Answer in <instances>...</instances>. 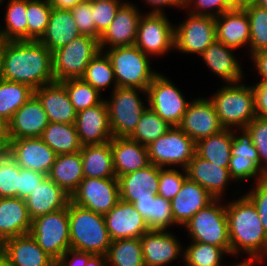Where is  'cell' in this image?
I'll return each instance as SVG.
<instances>
[{
    "label": "cell",
    "mask_w": 267,
    "mask_h": 266,
    "mask_svg": "<svg viewBox=\"0 0 267 266\" xmlns=\"http://www.w3.org/2000/svg\"><path fill=\"white\" fill-rule=\"evenodd\" d=\"M75 126L82 146L111 141L113 136L105 100L96 106L78 111Z\"/></svg>",
    "instance_id": "7402d4cb"
},
{
    "label": "cell",
    "mask_w": 267,
    "mask_h": 266,
    "mask_svg": "<svg viewBox=\"0 0 267 266\" xmlns=\"http://www.w3.org/2000/svg\"><path fill=\"white\" fill-rule=\"evenodd\" d=\"M2 79L33 90L55 82L52 52L40 41H4Z\"/></svg>",
    "instance_id": "7a4b0ae2"
},
{
    "label": "cell",
    "mask_w": 267,
    "mask_h": 266,
    "mask_svg": "<svg viewBox=\"0 0 267 266\" xmlns=\"http://www.w3.org/2000/svg\"><path fill=\"white\" fill-rule=\"evenodd\" d=\"M233 144V130L222 129L196 143V154L219 167L228 168Z\"/></svg>",
    "instance_id": "e575fe53"
},
{
    "label": "cell",
    "mask_w": 267,
    "mask_h": 266,
    "mask_svg": "<svg viewBox=\"0 0 267 266\" xmlns=\"http://www.w3.org/2000/svg\"><path fill=\"white\" fill-rule=\"evenodd\" d=\"M133 0H126L118 9L110 26L100 36V51L119 46L135 45L139 20L143 9Z\"/></svg>",
    "instance_id": "2e32d148"
},
{
    "label": "cell",
    "mask_w": 267,
    "mask_h": 266,
    "mask_svg": "<svg viewBox=\"0 0 267 266\" xmlns=\"http://www.w3.org/2000/svg\"><path fill=\"white\" fill-rule=\"evenodd\" d=\"M231 156L252 160L260 167L258 151L244 131L233 130Z\"/></svg>",
    "instance_id": "9f6ffc18"
},
{
    "label": "cell",
    "mask_w": 267,
    "mask_h": 266,
    "mask_svg": "<svg viewBox=\"0 0 267 266\" xmlns=\"http://www.w3.org/2000/svg\"><path fill=\"white\" fill-rule=\"evenodd\" d=\"M40 138L56 155L75 153L82 148L75 124L49 122Z\"/></svg>",
    "instance_id": "8d00e7d4"
},
{
    "label": "cell",
    "mask_w": 267,
    "mask_h": 266,
    "mask_svg": "<svg viewBox=\"0 0 267 266\" xmlns=\"http://www.w3.org/2000/svg\"><path fill=\"white\" fill-rule=\"evenodd\" d=\"M242 191L237 187L233 200L226 199L230 256L240 264L260 266L267 257V233L256 206Z\"/></svg>",
    "instance_id": "6da1fadb"
},
{
    "label": "cell",
    "mask_w": 267,
    "mask_h": 266,
    "mask_svg": "<svg viewBox=\"0 0 267 266\" xmlns=\"http://www.w3.org/2000/svg\"><path fill=\"white\" fill-rule=\"evenodd\" d=\"M266 262H267V257L265 258V260L260 265L264 266V264H266Z\"/></svg>",
    "instance_id": "11e5206c"
},
{
    "label": "cell",
    "mask_w": 267,
    "mask_h": 266,
    "mask_svg": "<svg viewBox=\"0 0 267 266\" xmlns=\"http://www.w3.org/2000/svg\"><path fill=\"white\" fill-rule=\"evenodd\" d=\"M104 218L112 241L140 238L150 230L146 220L135 209L134 204L121 199L104 215Z\"/></svg>",
    "instance_id": "603a6c76"
},
{
    "label": "cell",
    "mask_w": 267,
    "mask_h": 266,
    "mask_svg": "<svg viewBox=\"0 0 267 266\" xmlns=\"http://www.w3.org/2000/svg\"><path fill=\"white\" fill-rule=\"evenodd\" d=\"M110 145L117 179L150 164L147 146L129 137H112Z\"/></svg>",
    "instance_id": "f1b7e54d"
},
{
    "label": "cell",
    "mask_w": 267,
    "mask_h": 266,
    "mask_svg": "<svg viewBox=\"0 0 267 266\" xmlns=\"http://www.w3.org/2000/svg\"><path fill=\"white\" fill-rule=\"evenodd\" d=\"M84 2H88V3H94V2H98L100 0H83Z\"/></svg>",
    "instance_id": "34e18365"
},
{
    "label": "cell",
    "mask_w": 267,
    "mask_h": 266,
    "mask_svg": "<svg viewBox=\"0 0 267 266\" xmlns=\"http://www.w3.org/2000/svg\"><path fill=\"white\" fill-rule=\"evenodd\" d=\"M140 2H143V5H147L146 8L148 13H168L166 8H176V10L179 9L183 11L184 9V0H140Z\"/></svg>",
    "instance_id": "94428289"
},
{
    "label": "cell",
    "mask_w": 267,
    "mask_h": 266,
    "mask_svg": "<svg viewBox=\"0 0 267 266\" xmlns=\"http://www.w3.org/2000/svg\"><path fill=\"white\" fill-rule=\"evenodd\" d=\"M70 12L81 35H88L98 40L100 39L101 35L97 32L93 19L92 3L82 1L72 7Z\"/></svg>",
    "instance_id": "db71d44e"
},
{
    "label": "cell",
    "mask_w": 267,
    "mask_h": 266,
    "mask_svg": "<svg viewBox=\"0 0 267 266\" xmlns=\"http://www.w3.org/2000/svg\"><path fill=\"white\" fill-rule=\"evenodd\" d=\"M229 172L231 178L235 181V183L240 182L245 184L244 182L248 181L252 185L260 179L266 177V175L262 172L260 167L252 160L236 158V156H231L229 163ZM252 182H251V181Z\"/></svg>",
    "instance_id": "f907efd6"
},
{
    "label": "cell",
    "mask_w": 267,
    "mask_h": 266,
    "mask_svg": "<svg viewBox=\"0 0 267 266\" xmlns=\"http://www.w3.org/2000/svg\"><path fill=\"white\" fill-rule=\"evenodd\" d=\"M70 248L72 250L106 255L111 245L104 215L68 203Z\"/></svg>",
    "instance_id": "277c9868"
},
{
    "label": "cell",
    "mask_w": 267,
    "mask_h": 266,
    "mask_svg": "<svg viewBox=\"0 0 267 266\" xmlns=\"http://www.w3.org/2000/svg\"><path fill=\"white\" fill-rule=\"evenodd\" d=\"M175 84L171 77L161 71L146 90L148 107L171 126L180 124L192 101Z\"/></svg>",
    "instance_id": "9c48e42d"
},
{
    "label": "cell",
    "mask_w": 267,
    "mask_h": 266,
    "mask_svg": "<svg viewBox=\"0 0 267 266\" xmlns=\"http://www.w3.org/2000/svg\"><path fill=\"white\" fill-rule=\"evenodd\" d=\"M245 80L238 83L219 84L215 92L207 96L213 103L223 128L243 131L256 117L254 91Z\"/></svg>",
    "instance_id": "3957f363"
},
{
    "label": "cell",
    "mask_w": 267,
    "mask_h": 266,
    "mask_svg": "<svg viewBox=\"0 0 267 266\" xmlns=\"http://www.w3.org/2000/svg\"><path fill=\"white\" fill-rule=\"evenodd\" d=\"M92 255L69 249L56 261L55 266H85Z\"/></svg>",
    "instance_id": "91938a15"
},
{
    "label": "cell",
    "mask_w": 267,
    "mask_h": 266,
    "mask_svg": "<svg viewBox=\"0 0 267 266\" xmlns=\"http://www.w3.org/2000/svg\"><path fill=\"white\" fill-rule=\"evenodd\" d=\"M34 95L41 102L49 122L75 124L77 111L60 82L43 85L34 90Z\"/></svg>",
    "instance_id": "4316f807"
},
{
    "label": "cell",
    "mask_w": 267,
    "mask_h": 266,
    "mask_svg": "<svg viewBox=\"0 0 267 266\" xmlns=\"http://www.w3.org/2000/svg\"><path fill=\"white\" fill-rule=\"evenodd\" d=\"M160 167L149 164L135 172L122 175L119 180L120 199L129 203L142 196H157Z\"/></svg>",
    "instance_id": "4dcf8cb0"
},
{
    "label": "cell",
    "mask_w": 267,
    "mask_h": 266,
    "mask_svg": "<svg viewBox=\"0 0 267 266\" xmlns=\"http://www.w3.org/2000/svg\"><path fill=\"white\" fill-rule=\"evenodd\" d=\"M66 89L70 102L78 112L100 104L104 97L82 78L68 79L60 82Z\"/></svg>",
    "instance_id": "ee69618b"
},
{
    "label": "cell",
    "mask_w": 267,
    "mask_h": 266,
    "mask_svg": "<svg viewBox=\"0 0 267 266\" xmlns=\"http://www.w3.org/2000/svg\"><path fill=\"white\" fill-rule=\"evenodd\" d=\"M8 148L6 133H0V154Z\"/></svg>",
    "instance_id": "003e7915"
},
{
    "label": "cell",
    "mask_w": 267,
    "mask_h": 266,
    "mask_svg": "<svg viewBox=\"0 0 267 266\" xmlns=\"http://www.w3.org/2000/svg\"><path fill=\"white\" fill-rule=\"evenodd\" d=\"M186 178V169L160 168L157 195L171 201L182 188L183 182Z\"/></svg>",
    "instance_id": "681fc988"
},
{
    "label": "cell",
    "mask_w": 267,
    "mask_h": 266,
    "mask_svg": "<svg viewBox=\"0 0 267 266\" xmlns=\"http://www.w3.org/2000/svg\"><path fill=\"white\" fill-rule=\"evenodd\" d=\"M8 266H55L56 262L38 245L30 233L5 240Z\"/></svg>",
    "instance_id": "484cf974"
},
{
    "label": "cell",
    "mask_w": 267,
    "mask_h": 266,
    "mask_svg": "<svg viewBox=\"0 0 267 266\" xmlns=\"http://www.w3.org/2000/svg\"><path fill=\"white\" fill-rule=\"evenodd\" d=\"M0 133H6V124L0 120Z\"/></svg>",
    "instance_id": "753ad0ef"
},
{
    "label": "cell",
    "mask_w": 267,
    "mask_h": 266,
    "mask_svg": "<svg viewBox=\"0 0 267 266\" xmlns=\"http://www.w3.org/2000/svg\"><path fill=\"white\" fill-rule=\"evenodd\" d=\"M254 3L260 7L267 9V0H255Z\"/></svg>",
    "instance_id": "2644e50d"
},
{
    "label": "cell",
    "mask_w": 267,
    "mask_h": 266,
    "mask_svg": "<svg viewBox=\"0 0 267 266\" xmlns=\"http://www.w3.org/2000/svg\"><path fill=\"white\" fill-rule=\"evenodd\" d=\"M231 1L236 6V0H231Z\"/></svg>",
    "instance_id": "2a66077c"
},
{
    "label": "cell",
    "mask_w": 267,
    "mask_h": 266,
    "mask_svg": "<svg viewBox=\"0 0 267 266\" xmlns=\"http://www.w3.org/2000/svg\"><path fill=\"white\" fill-rule=\"evenodd\" d=\"M105 256L108 266H145L140 238L113 240Z\"/></svg>",
    "instance_id": "60d3db41"
},
{
    "label": "cell",
    "mask_w": 267,
    "mask_h": 266,
    "mask_svg": "<svg viewBox=\"0 0 267 266\" xmlns=\"http://www.w3.org/2000/svg\"><path fill=\"white\" fill-rule=\"evenodd\" d=\"M185 14L183 21L174 24V51L198 58L216 40L215 17Z\"/></svg>",
    "instance_id": "4fadbf2b"
},
{
    "label": "cell",
    "mask_w": 267,
    "mask_h": 266,
    "mask_svg": "<svg viewBox=\"0 0 267 266\" xmlns=\"http://www.w3.org/2000/svg\"><path fill=\"white\" fill-rule=\"evenodd\" d=\"M104 52L111 61L117 87L147 90L160 73L153 67V59L135 45L113 47Z\"/></svg>",
    "instance_id": "5b68a950"
},
{
    "label": "cell",
    "mask_w": 267,
    "mask_h": 266,
    "mask_svg": "<svg viewBox=\"0 0 267 266\" xmlns=\"http://www.w3.org/2000/svg\"><path fill=\"white\" fill-rule=\"evenodd\" d=\"M215 32L217 41L237 51L245 48V55L249 56V17L241 6L215 17Z\"/></svg>",
    "instance_id": "44dd1931"
},
{
    "label": "cell",
    "mask_w": 267,
    "mask_h": 266,
    "mask_svg": "<svg viewBox=\"0 0 267 266\" xmlns=\"http://www.w3.org/2000/svg\"><path fill=\"white\" fill-rule=\"evenodd\" d=\"M81 78L103 95L105 90L111 92L117 87L111 61L104 51H99L91 59Z\"/></svg>",
    "instance_id": "ab89813d"
},
{
    "label": "cell",
    "mask_w": 267,
    "mask_h": 266,
    "mask_svg": "<svg viewBox=\"0 0 267 266\" xmlns=\"http://www.w3.org/2000/svg\"><path fill=\"white\" fill-rule=\"evenodd\" d=\"M255 0H236V6H243L244 4L254 2Z\"/></svg>",
    "instance_id": "8c879c8a"
},
{
    "label": "cell",
    "mask_w": 267,
    "mask_h": 266,
    "mask_svg": "<svg viewBox=\"0 0 267 266\" xmlns=\"http://www.w3.org/2000/svg\"><path fill=\"white\" fill-rule=\"evenodd\" d=\"M126 0H100L92 3L93 19L97 32L102 35L110 26L119 7Z\"/></svg>",
    "instance_id": "816d5d0a"
},
{
    "label": "cell",
    "mask_w": 267,
    "mask_h": 266,
    "mask_svg": "<svg viewBox=\"0 0 267 266\" xmlns=\"http://www.w3.org/2000/svg\"><path fill=\"white\" fill-rule=\"evenodd\" d=\"M249 17L250 41L249 58L257 53L267 50V9L254 2L241 6Z\"/></svg>",
    "instance_id": "b9f144b4"
},
{
    "label": "cell",
    "mask_w": 267,
    "mask_h": 266,
    "mask_svg": "<svg viewBox=\"0 0 267 266\" xmlns=\"http://www.w3.org/2000/svg\"><path fill=\"white\" fill-rule=\"evenodd\" d=\"M47 176L71 196L84 179L81 152L56 155Z\"/></svg>",
    "instance_id": "d6a6232c"
},
{
    "label": "cell",
    "mask_w": 267,
    "mask_h": 266,
    "mask_svg": "<svg viewBox=\"0 0 267 266\" xmlns=\"http://www.w3.org/2000/svg\"><path fill=\"white\" fill-rule=\"evenodd\" d=\"M108 93L110 97L104 96V100L108 107L112 136L129 137L148 107L147 92L138 88L116 87Z\"/></svg>",
    "instance_id": "8992f818"
},
{
    "label": "cell",
    "mask_w": 267,
    "mask_h": 266,
    "mask_svg": "<svg viewBox=\"0 0 267 266\" xmlns=\"http://www.w3.org/2000/svg\"><path fill=\"white\" fill-rule=\"evenodd\" d=\"M214 200L215 198L205 188L187 177L180 191L171 200L175 224L182 229L199 210L207 207Z\"/></svg>",
    "instance_id": "d4e9b609"
},
{
    "label": "cell",
    "mask_w": 267,
    "mask_h": 266,
    "mask_svg": "<svg viewBox=\"0 0 267 266\" xmlns=\"http://www.w3.org/2000/svg\"><path fill=\"white\" fill-rule=\"evenodd\" d=\"M251 85L254 91L256 117L267 119V82L256 81Z\"/></svg>",
    "instance_id": "680465c9"
},
{
    "label": "cell",
    "mask_w": 267,
    "mask_h": 266,
    "mask_svg": "<svg viewBox=\"0 0 267 266\" xmlns=\"http://www.w3.org/2000/svg\"><path fill=\"white\" fill-rule=\"evenodd\" d=\"M5 2L7 4L3 6ZM0 7H5L0 38L4 41L27 40L26 0H4Z\"/></svg>",
    "instance_id": "d590c367"
},
{
    "label": "cell",
    "mask_w": 267,
    "mask_h": 266,
    "mask_svg": "<svg viewBox=\"0 0 267 266\" xmlns=\"http://www.w3.org/2000/svg\"><path fill=\"white\" fill-rule=\"evenodd\" d=\"M34 94L28 85L0 79V120L7 124L14 113Z\"/></svg>",
    "instance_id": "f35d334b"
},
{
    "label": "cell",
    "mask_w": 267,
    "mask_h": 266,
    "mask_svg": "<svg viewBox=\"0 0 267 266\" xmlns=\"http://www.w3.org/2000/svg\"><path fill=\"white\" fill-rule=\"evenodd\" d=\"M119 199L117 178H84L70 196L72 203L102 215L107 214Z\"/></svg>",
    "instance_id": "5bb4252c"
},
{
    "label": "cell",
    "mask_w": 267,
    "mask_h": 266,
    "mask_svg": "<svg viewBox=\"0 0 267 266\" xmlns=\"http://www.w3.org/2000/svg\"><path fill=\"white\" fill-rule=\"evenodd\" d=\"M25 199L31 220L66 208L70 195L46 176Z\"/></svg>",
    "instance_id": "83f0119b"
},
{
    "label": "cell",
    "mask_w": 267,
    "mask_h": 266,
    "mask_svg": "<svg viewBox=\"0 0 267 266\" xmlns=\"http://www.w3.org/2000/svg\"><path fill=\"white\" fill-rule=\"evenodd\" d=\"M249 61L252 63V67H254L252 72L255 71L254 74H258L255 81L267 82V50L253 54Z\"/></svg>",
    "instance_id": "6125c7cd"
},
{
    "label": "cell",
    "mask_w": 267,
    "mask_h": 266,
    "mask_svg": "<svg viewBox=\"0 0 267 266\" xmlns=\"http://www.w3.org/2000/svg\"><path fill=\"white\" fill-rule=\"evenodd\" d=\"M31 222L24 199L0 198V244L9 238L28 234Z\"/></svg>",
    "instance_id": "f546056e"
},
{
    "label": "cell",
    "mask_w": 267,
    "mask_h": 266,
    "mask_svg": "<svg viewBox=\"0 0 267 266\" xmlns=\"http://www.w3.org/2000/svg\"><path fill=\"white\" fill-rule=\"evenodd\" d=\"M85 266H108L105 255H92Z\"/></svg>",
    "instance_id": "03108f58"
},
{
    "label": "cell",
    "mask_w": 267,
    "mask_h": 266,
    "mask_svg": "<svg viewBox=\"0 0 267 266\" xmlns=\"http://www.w3.org/2000/svg\"><path fill=\"white\" fill-rule=\"evenodd\" d=\"M234 6L231 0H184L183 10L196 15L217 17Z\"/></svg>",
    "instance_id": "f5cc1de1"
},
{
    "label": "cell",
    "mask_w": 267,
    "mask_h": 266,
    "mask_svg": "<svg viewBox=\"0 0 267 266\" xmlns=\"http://www.w3.org/2000/svg\"><path fill=\"white\" fill-rule=\"evenodd\" d=\"M49 120L41 102L33 94L6 124V140L40 138Z\"/></svg>",
    "instance_id": "d6986e66"
},
{
    "label": "cell",
    "mask_w": 267,
    "mask_h": 266,
    "mask_svg": "<svg viewBox=\"0 0 267 266\" xmlns=\"http://www.w3.org/2000/svg\"><path fill=\"white\" fill-rule=\"evenodd\" d=\"M8 149L19 167L49 174L56 153L41 138H19L8 141Z\"/></svg>",
    "instance_id": "ffe728a7"
},
{
    "label": "cell",
    "mask_w": 267,
    "mask_h": 266,
    "mask_svg": "<svg viewBox=\"0 0 267 266\" xmlns=\"http://www.w3.org/2000/svg\"><path fill=\"white\" fill-rule=\"evenodd\" d=\"M83 0H49L52 8L70 10Z\"/></svg>",
    "instance_id": "e7e4bbea"
},
{
    "label": "cell",
    "mask_w": 267,
    "mask_h": 266,
    "mask_svg": "<svg viewBox=\"0 0 267 266\" xmlns=\"http://www.w3.org/2000/svg\"><path fill=\"white\" fill-rule=\"evenodd\" d=\"M244 193L256 206L263 228L267 233V176L258 180Z\"/></svg>",
    "instance_id": "11a10c76"
},
{
    "label": "cell",
    "mask_w": 267,
    "mask_h": 266,
    "mask_svg": "<svg viewBox=\"0 0 267 266\" xmlns=\"http://www.w3.org/2000/svg\"><path fill=\"white\" fill-rule=\"evenodd\" d=\"M171 127L155 111L147 107L129 138L137 141L141 145L148 146L157 138L167 133Z\"/></svg>",
    "instance_id": "7bdbcfd3"
},
{
    "label": "cell",
    "mask_w": 267,
    "mask_h": 266,
    "mask_svg": "<svg viewBox=\"0 0 267 266\" xmlns=\"http://www.w3.org/2000/svg\"><path fill=\"white\" fill-rule=\"evenodd\" d=\"M182 228L187 232L189 241L221 247L230 255L226 200L215 199L199 210Z\"/></svg>",
    "instance_id": "52a82bcc"
},
{
    "label": "cell",
    "mask_w": 267,
    "mask_h": 266,
    "mask_svg": "<svg viewBox=\"0 0 267 266\" xmlns=\"http://www.w3.org/2000/svg\"><path fill=\"white\" fill-rule=\"evenodd\" d=\"M256 147L260 169L267 176V119L255 117L243 130Z\"/></svg>",
    "instance_id": "c3c4849f"
},
{
    "label": "cell",
    "mask_w": 267,
    "mask_h": 266,
    "mask_svg": "<svg viewBox=\"0 0 267 266\" xmlns=\"http://www.w3.org/2000/svg\"><path fill=\"white\" fill-rule=\"evenodd\" d=\"M80 152L84 178H116L110 141L82 146Z\"/></svg>",
    "instance_id": "836d02e7"
},
{
    "label": "cell",
    "mask_w": 267,
    "mask_h": 266,
    "mask_svg": "<svg viewBox=\"0 0 267 266\" xmlns=\"http://www.w3.org/2000/svg\"><path fill=\"white\" fill-rule=\"evenodd\" d=\"M80 35L70 10L52 8L46 31L39 41L54 52Z\"/></svg>",
    "instance_id": "1f68e13d"
},
{
    "label": "cell",
    "mask_w": 267,
    "mask_h": 266,
    "mask_svg": "<svg viewBox=\"0 0 267 266\" xmlns=\"http://www.w3.org/2000/svg\"><path fill=\"white\" fill-rule=\"evenodd\" d=\"M171 230H149L140 237L145 266H172L183 262L184 246ZM180 260V261H179Z\"/></svg>",
    "instance_id": "9a60e30c"
},
{
    "label": "cell",
    "mask_w": 267,
    "mask_h": 266,
    "mask_svg": "<svg viewBox=\"0 0 267 266\" xmlns=\"http://www.w3.org/2000/svg\"><path fill=\"white\" fill-rule=\"evenodd\" d=\"M187 177L205 188L215 199H226L228 187L235 181L228 168L219 167L197 154L193 156L186 168Z\"/></svg>",
    "instance_id": "cb8c5ba5"
},
{
    "label": "cell",
    "mask_w": 267,
    "mask_h": 266,
    "mask_svg": "<svg viewBox=\"0 0 267 266\" xmlns=\"http://www.w3.org/2000/svg\"><path fill=\"white\" fill-rule=\"evenodd\" d=\"M178 127L195 143L224 129L213 103L200 95L192 98Z\"/></svg>",
    "instance_id": "e0dca14e"
},
{
    "label": "cell",
    "mask_w": 267,
    "mask_h": 266,
    "mask_svg": "<svg viewBox=\"0 0 267 266\" xmlns=\"http://www.w3.org/2000/svg\"><path fill=\"white\" fill-rule=\"evenodd\" d=\"M56 262L70 248L68 205L32 220L29 232Z\"/></svg>",
    "instance_id": "7c38bea8"
},
{
    "label": "cell",
    "mask_w": 267,
    "mask_h": 266,
    "mask_svg": "<svg viewBox=\"0 0 267 266\" xmlns=\"http://www.w3.org/2000/svg\"><path fill=\"white\" fill-rule=\"evenodd\" d=\"M149 162L160 168L186 169L196 154V143L178 126L147 146Z\"/></svg>",
    "instance_id": "30bf717a"
},
{
    "label": "cell",
    "mask_w": 267,
    "mask_h": 266,
    "mask_svg": "<svg viewBox=\"0 0 267 266\" xmlns=\"http://www.w3.org/2000/svg\"><path fill=\"white\" fill-rule=\"evenodd\" d=\"M238 266H247L246 264H239Z\"/></svg>",
    "instance_id": "b9fcfbb0"
},
{
    "label": "cell",
    "mask_w": 267,
    "mask_h": 266,
    "mask_svg": "<svg viewBox=\"0 0 267 266\" xmlns=\"http://www.w3.org/2000/svg\"><path fill=\"white\" fill-rule=\"evenodd\" d=\"M4 49V40L0 38V79L2 78V56Z\"/></svg>",
    "instance_id": "89a4df30"
},
{
    "label": "cell",
    "mask_w": 267,
    "mask_h": 266,
    "mask_svg": "<svg viewBox=\"0 0 267 266\" xmlns=\"http://www.w3.org/2000/svg\"><path fill=\"white\" fill-rule=\"evenodd\" d=\"M135 209L141 214L146 220V223L150 229V207H151V196L138 197L134 203Z\"/></svg>",
    "instance_id": "be15d7a7"
},
{
    "label": "cell",
    "mask_w": 267,
    "mask_h": 266,
    "mask_svg": "<svg viewBox=\"0 0 267 266\" xmlns=\"http://www.w3.org/2000/svg\"><path fill=\"white\" fill-rule=\"evenodd\" d=\"M51 11L49 0H26L27 40L41 39L46 31Z\"/></svg>",
    "instance_id": "f6af8a7d"
},
{
    "label": "cell",
    "mask_w": 267,
    "mask_h": 266,
    "mask_svg": "<svg viewBox=\"0 0 267 266\" xmlns=\"http://www.w3.org/2000/svg\"><path fill=\"white\" fill-rule=\"evenodd\" d=\"M174 24L167 13H148L139 20L135 46L151 57H165L174 51Z\"/></svg>",
    "instance_id": "8fae6325"
},
{
    "label": "cell",
    "mask_w": 267,
    "mask_h": 266,
    "mask_svg": "<svg viewBox=\"0 0 267 266\" xmlns=\"http://www.w3.org/2000/svg\"><path fill=\"white\" fill-rule=\"evenodd\" d=\"M0 266H8L7 254L2 247H0Z\"/></svg>",
    "instance_id": "a7ac6f4b"
},
{
    "label": "cell",
    "mask_w": 267,
    "mask_h": 266,
    "mask_svg": "<svg viewBox=\"0 0 267 266\" xmlns=\"http://www.w3.org/2000/svg\"><path fill=\"white\" fill-rule=\"evenodd\" d=\"M237 50L227 47L222 42L215 40L204 52L199 55L200 61L205 63V68L221 80L222 84L238 83L246 79L241 58Z\"/></svg>",
    "instance_id": "ac0fdd59"
},
{
    "label": "cell",
    "mask_w": 267,
    "mask_h": 266,
    "mask_svg": "<svg viewBox=\"0 0 267 266\" xmlns=\"http://www.w3.org/2000/svg\"><path fill=\"white\" fill-rule=\"evenodd\" d=\"M45 177L46 175L41 172L20 167L17 197L25 200Z\"/></svg>",
    "instance_id": "6f0895ef"
},
{
    "label": "cell",
    "mask_w": 267,
    "mask_h": 266,
    "mask_svg": "<svg viewBox=\"0 0 267 266\" xmlns=\"http://www.w3.org/2000/svg\"><path fill=\"white\" fill-rule=\"evenodd\" d=\"M188 245H184L183 265L186 266H238L239 262H226L225 257L231 256L221 247L210 245L208 243H200L188 241ZM226 255V256H225ZM225 261V263H223Z\"/></svg>",
    "instance_id": "74e56055"
},
{
    "label": "cell",
    "mask_w": 267,
    "mask_h": 266,
    "mask_svg": "<svg viewBox=\"0 0 267 266\" xmlns=\"http://www.w3.org/2000/svg\"><path fill=\"white\" fill-rule=\"evenodd\" d=\"M177 225L174 222L171 201L161 196H151L150 230H170Z\"/></svg>",
    "instance_id": "7dc6e473"
},
{
    "label": "cell",
    "mask_w": 267,
    "mask_h": 266,
    "mask_svg": "<svg viewBox=\"0 0 267 266\" xmlns=\"http://www.w3.org/2000/svg\"><path fill=\"white\" fill-rule=\"evenodd\" d=\"M100 51L99 40L80 35L64 47L52 52L55 82L81 78L91 59Z\"/></svg>",
    "instance_id": "ba28073f"
},
{
    "label": "cell",
    "mask_w": 267,
    "mask_h": 266,
    "mask_svg": "<svg viewBox=\"0 0 267 266\" xmlns=\"http://www.w3.org/2000/svg\"><path fill=\"white\" fill-rule=\"evenodd\" d=\"M20 167L7 148L0 154V198L17 197Z\"/></svg>",
    "instance_id": "bcb514c9"
}]
</instances>
